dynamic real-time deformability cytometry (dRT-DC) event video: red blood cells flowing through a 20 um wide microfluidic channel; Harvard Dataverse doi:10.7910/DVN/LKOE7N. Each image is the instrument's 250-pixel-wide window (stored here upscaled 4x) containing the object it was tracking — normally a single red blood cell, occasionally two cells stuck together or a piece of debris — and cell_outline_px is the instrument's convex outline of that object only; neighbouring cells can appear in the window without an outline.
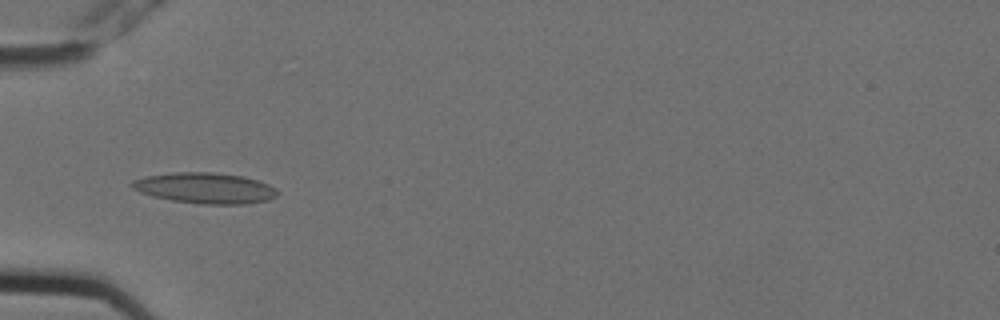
{"species": "Egyptian fruit bat (a non-hibernating species)", "species_latin": "Rousettus aegyptiacus", "temperature_condition": "cold", "stored_images_in_passage": 6, "camera_frame_rate_fps": 3000, "um_per_image_px": 0.085, "animal": {"sex": "female"}, "frame": {"image": 1, "passage_image": 5, "time_ms": 1.333, "image_size_px": [1000, 320], "cell_outline_px": [[280, 192], [276, 196], [268, 200], [244, 204], [200, 204], [172, 200], [152, 196], [140, 192], [132, 188], [128, 184], [132, 180], [144, 176], [176, 172], [212, 172], [244, 176], [268, 184], [276, 188]], "centroid_in_image_um": [17.41, 15.98], "position_along_channel_um": 67.6, "area_um2": 26.24}}
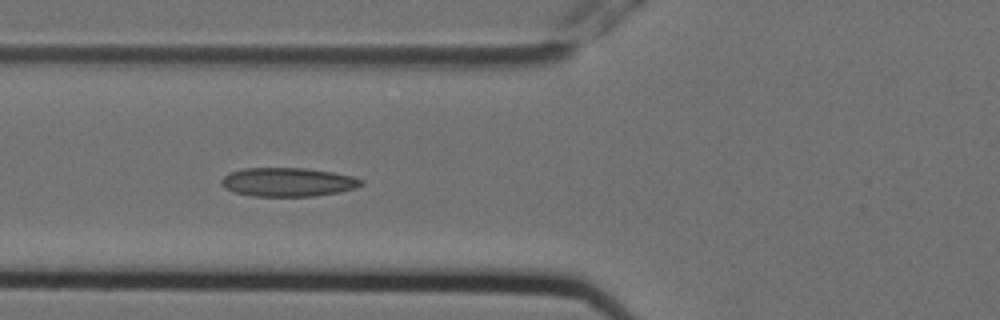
{"frame": {"image": 2, "passage_image": 6, "time_ms": 1.667, "image_size_px": [1000, 320], "cell_outline_px": [[364, 184], [356, 188], [340, 192], [316, 196], [252, 196], [236, 192], [224, 188], [220, 184], [220, 180], [228, 172], [244, 168], [304, 168], [332, 172], [352, 176], [364, 180]], "centroid_in_image_um": [24.47, 15.48], "position_along_channel_um": 101.3, "area_um2": 23.64}}